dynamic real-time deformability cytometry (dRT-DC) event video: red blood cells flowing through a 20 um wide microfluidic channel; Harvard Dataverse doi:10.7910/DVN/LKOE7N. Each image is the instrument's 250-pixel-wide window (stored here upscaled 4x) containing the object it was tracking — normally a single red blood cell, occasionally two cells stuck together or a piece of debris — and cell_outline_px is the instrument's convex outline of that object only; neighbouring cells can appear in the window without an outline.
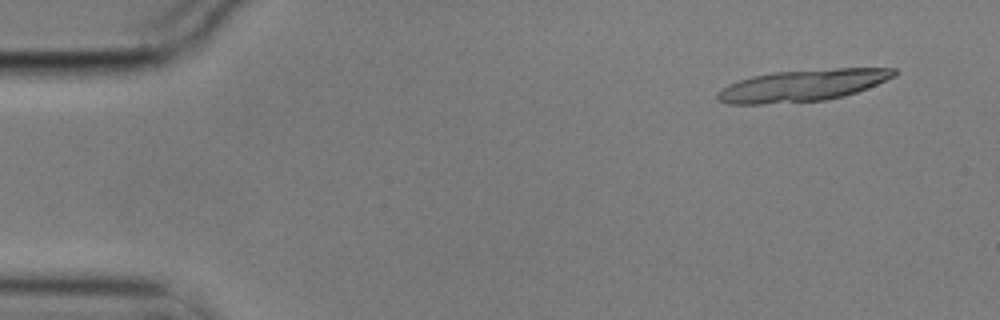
{"species": "common noctule bat (a hibernating species)", "species_latin": "Nyctalus noctula", "temperature_condition": "cold", "stored_images_in_passage": 5, "camera_frame_rate_fps": 3000, "um_per_image_px": 0.085, "animal": {"sex": "male", "body_mass_g": 17.9}, "frame": {"image": 1, "passage_image": 1, "time_ms": 0.0, "image_size_px": [1000, 320], "cell_outline_px": [[896, 76], [856, 92], [844, 96], [824, 100], [764, 104], [728, 104], [716, 100], [716, 92], [720, 88], [728, 84], [752, 76], [772, 72], [836, 68], [896, 68]], "centroid_in_image_um": [68.16, 7.26], "position_along_channel_um": 16.8, "area_um2": 32.71}}
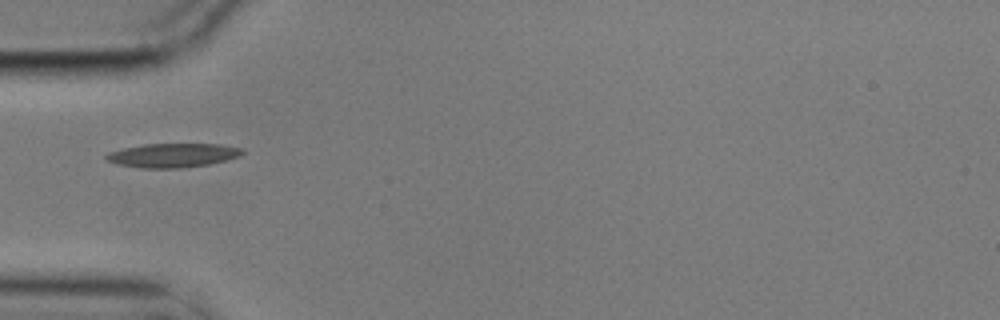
{"frame": {"image": 2, "passage_image": 5, "time_ms": 1.333, "image_size_px": [1000, 320], "cell_outline_px": [[244, 152], [240, 156], [228, 160], [208, 164], [180, 168], [140, 168], [116, 164], [108, 160], [104, 156], [108, 152], [124, 148], [144, 144], [220, 144], [240, 148]], "centroid_in_image_um": [14.67, 13.2], "position_along_channel_um": 70.3, "area_um2": 19.02}}